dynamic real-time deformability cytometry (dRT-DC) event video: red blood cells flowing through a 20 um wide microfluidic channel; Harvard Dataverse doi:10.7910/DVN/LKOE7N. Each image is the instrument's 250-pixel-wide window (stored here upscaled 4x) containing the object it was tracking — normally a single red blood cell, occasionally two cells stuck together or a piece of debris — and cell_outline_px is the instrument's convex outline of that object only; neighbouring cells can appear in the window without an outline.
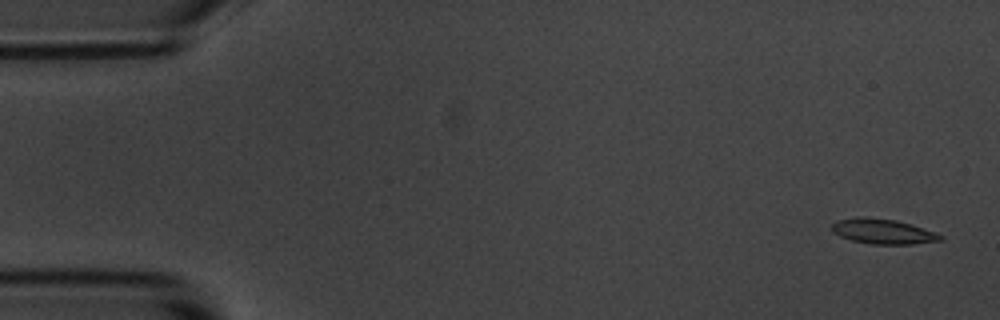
{"species": "common noctule bat (a hibernating species)", "species_latin": "Nyctalus noctula", "temperature_condition": "room temperature", "stored_images_in_passage": 6, "camera_frame_rate_fps": 3000, "um_per_image_px": 0.085, "animal": {"sex": "male", "body_mass_g": 20.1, "forearm_length_mm": 53.5}, "frame": {"image": 1, "passage_image": 1, "time_ms": 0.0, "image_size_px": [1000, 320], "cell_outline_px": [[944, 240], [912, 244], [872, 244], [852, 240], [840, 236], [832, 232], [832, 224], [836, 220], [856, 216], [864, 216], [896, 220], [912, 224], [936, 232], [944, 236]], "centroid_in_image_um": [75.06, 19.66], "position_along_channel_um": 9.9, "area_um2": 16.07}}
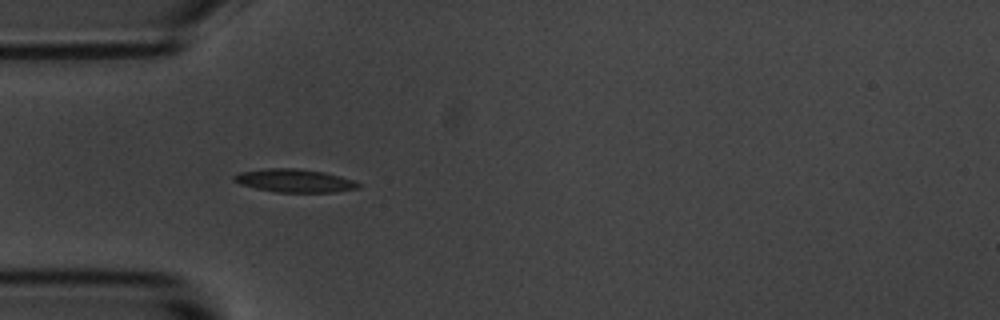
{"frame": {"image": 2, "passage_image": 5, "time_ms": 1.333, "image_size_px": [1000, 320], "cell_outline_px": [[360, 188], [336, 192], [276, 192], [256, 188], [240, 184], [232, 180], [232, 176], [240, 172], [268, 168], [296, 168], [324, 172], [340, 176], [352, 180], [360, 184]], "centroid_in_image_um": [25.02, 15.36], "position_along_channel_um": 60.0, "area_um2": 16.76}}